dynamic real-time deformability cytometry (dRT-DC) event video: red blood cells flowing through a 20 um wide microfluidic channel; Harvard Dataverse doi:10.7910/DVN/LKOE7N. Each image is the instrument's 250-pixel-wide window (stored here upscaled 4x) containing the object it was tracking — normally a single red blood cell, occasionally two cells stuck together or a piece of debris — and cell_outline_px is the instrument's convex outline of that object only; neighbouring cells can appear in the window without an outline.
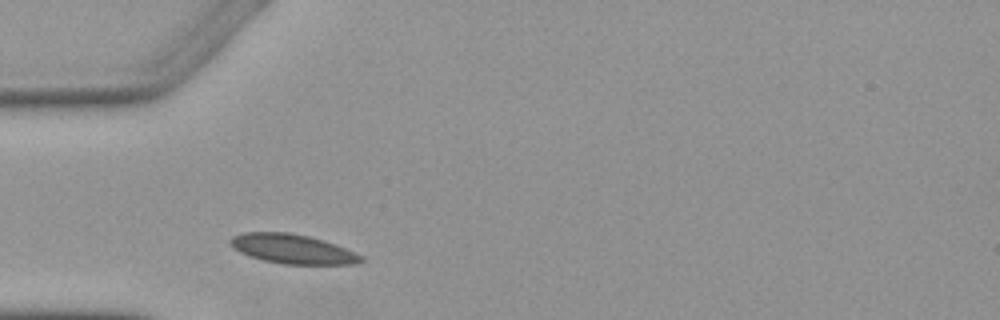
{"species": "Egyptian fruit bat (a non-hibernating species)", "species_latin": "Rousettus aegyptiacus", "temperature_condition": "warm", "stored_images_in_passage": 5, "camera_frame_rate_fps": 3000, "um_per_image_px": 0.085, "animal": {"sex": "female"}, "frame": {"image": 1, "passage_image": 1, "time_ms": 0.0, "image_size_px": [1000, 320], "cell_outline_px": [[364, 260], [356, 264], [284, 264], [264, 260], [240, 252], [232, 248], [228, 244], [228, 240], [232, 236], [244, 232], [288, 232], [308, 236], [324, 240], [336, 244], [364, 256]], "centroid_in_image_um": [24.86, 21.15], "position_along_channel_um": 60.1, "area_um2": 22.48}}
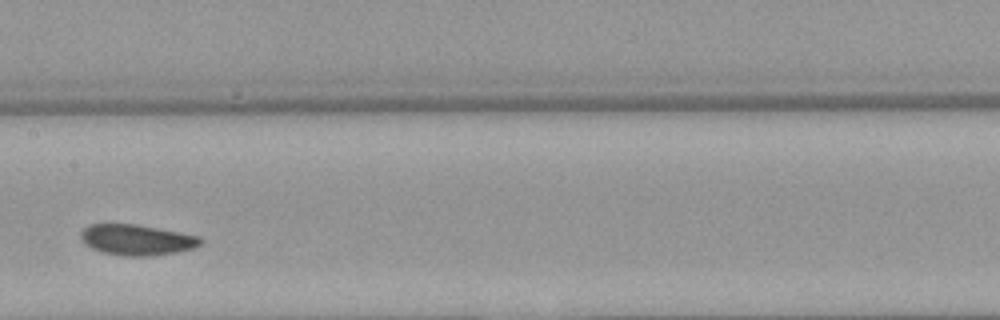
{"frame": {"image": 2, "passage_image": 4, "time_ms": 3.667, "image_size_px": [1000, 320], "cell_outline_px": [[204, 240], [200, 244], [192, 248], [176, 252], [148, 256], [124, 256], [104, 252], [92, 248], [84, 244], [80, 240], [80, 232], [88, 224], [136, 224], [180, 232], [200, 236]], "centroid_in_image_um": [11.6, 20.38], "position_along_channel_um": 195.8, "area_um2": 21.44}}
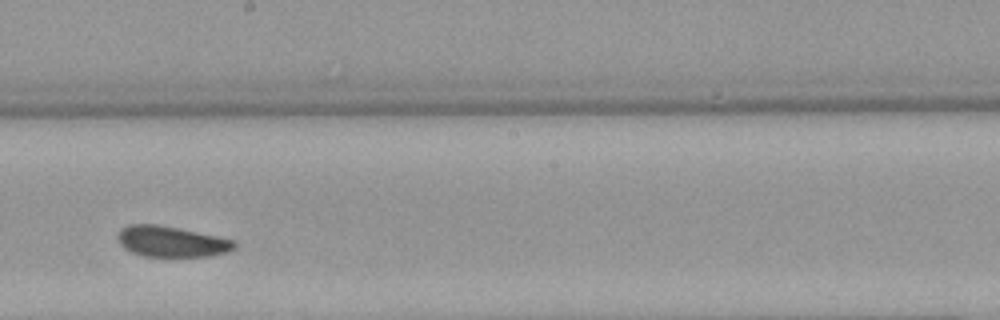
{"frame": {"image": 3, "passage_image": 5, "time_ms": 4.667, "image_size_px": [1000, 320], "cell_outline_px": [[236, 248], [228, 252], [212, 256], [144, 256], [132, 252], [124, 248], [120, 244], [116, 236], [120, 228], [128, 224], [156, 224], [236, 240]], "centroid_in_image_um": [14.56, 20.53], "position_along_channel_um": 233.6, "area_um2": 20.92}}